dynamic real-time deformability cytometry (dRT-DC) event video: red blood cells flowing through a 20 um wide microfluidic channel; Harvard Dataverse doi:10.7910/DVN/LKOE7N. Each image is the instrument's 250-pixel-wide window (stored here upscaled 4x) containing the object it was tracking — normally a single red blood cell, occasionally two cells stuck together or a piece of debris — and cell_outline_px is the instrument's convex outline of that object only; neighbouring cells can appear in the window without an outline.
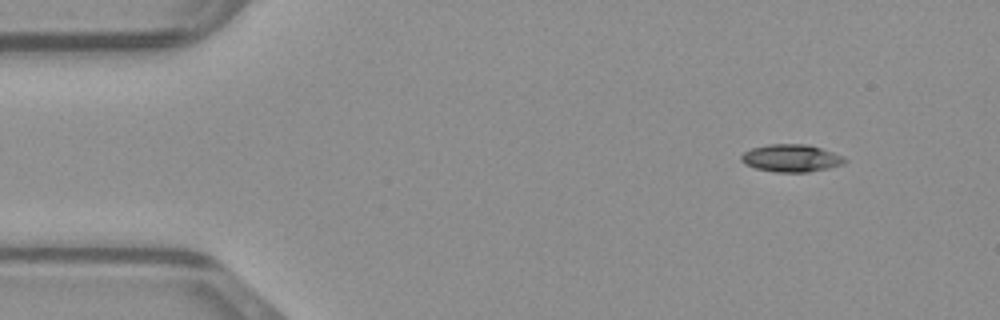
{"species": "common noctule bat (a hibernating species)", "species_latin": "Nyctalus noctula", "temperature_condition": "warm", "stored_images_in_passage": 12, "camera_frame_rate_fps": 3000, "um_per_image_px": 0.085, "animal": {"sex": "male", "body_mass_g": 23.1, "forearm_length_mm": 52.7}, "frame": {"image": 1, "passage_image": 4, "time_ms": 1.0, "image_size_px": [1000, 320], "cell_outline_px": [[848, 160], [844, 164], [828, 168], [808, 172], [776, 172], [756, 168], [744, 164], [740, 160], [740, 156], [744, 152], [752, 148], [768, 144], [808, 144], [844, 156]], "centroid_in_image_um": [67.25, 13.44], "position_along_channel_um": 17.7, "area_um2": 16.65}}